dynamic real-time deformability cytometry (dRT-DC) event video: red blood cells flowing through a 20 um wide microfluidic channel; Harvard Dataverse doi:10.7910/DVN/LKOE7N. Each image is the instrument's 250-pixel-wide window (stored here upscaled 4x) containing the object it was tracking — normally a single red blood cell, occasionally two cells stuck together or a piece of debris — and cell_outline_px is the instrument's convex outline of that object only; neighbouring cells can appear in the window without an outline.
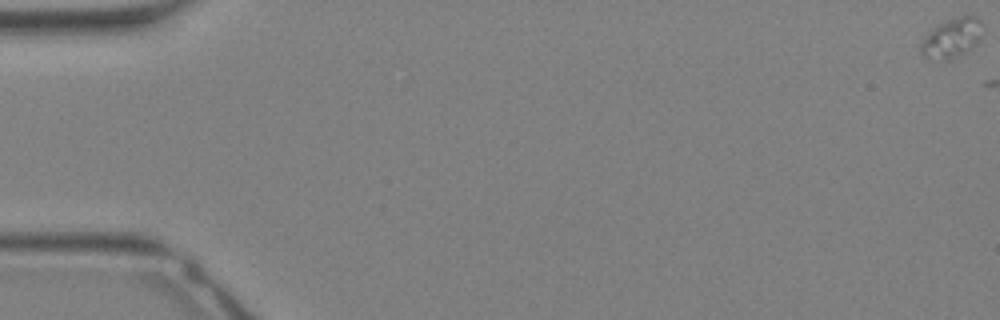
{"species": "Egyptian fruit bat (a non-hibernating species)", "species_latin": "Rousettus aegyptiacus", "temperature_condition": "warm", "stored_images_in_passage": 2, "camera_frame_rate_fps": 3000, "um_per_image_px": 0.085, "animal": {"sex": "female"}, "frame": {"image": 1, "passage_image": 1, "time_ms": 0.0, "image_size_px": [1000, 320], "cell_outline_px": [[984, 24], [980, 40], [976, 44], [964, 52], [944, 60], [920, 56], [920, 44], [924, 36], [936, 24], [960, 16], [976, 16]], "centroid_in_image_um": [80.89, 3.2], "position_along_channel_um": 4.1, "area_um2": 14.22}}